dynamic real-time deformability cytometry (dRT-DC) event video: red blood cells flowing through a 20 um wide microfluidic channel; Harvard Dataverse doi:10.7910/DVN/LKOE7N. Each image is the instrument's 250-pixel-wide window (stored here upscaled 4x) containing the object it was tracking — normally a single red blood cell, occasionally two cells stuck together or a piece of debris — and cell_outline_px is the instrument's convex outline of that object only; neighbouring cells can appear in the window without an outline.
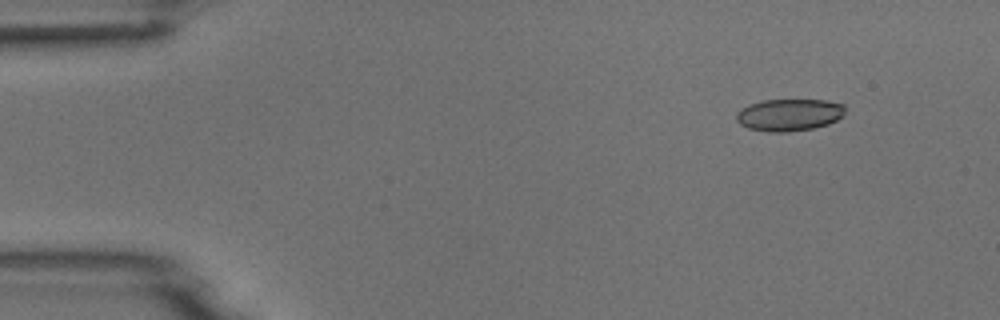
{"species": "common noctule bat (a hibernating species)", "species_latin": "Nyctalus noctula", "temperature_condition": "room temperature", "stored_images_in_passage": 5, "camera_frame_rate_fps": 3000, "um_per_image_px": 0.085, "animal": {"sex": "male", "body_mass_g": 18.8}, "frame": {"image": 1, "passage_image": 5, "time_ms": 5.667, "image_size_px": [1000, 320], "cell_outline_px": [[844, 116], [828, 124], [812, 128], [788, 132], [768, 132], [748, 128], [740, 124], [736, 120], [736, 112], [748, 104], [764, 100], [828, 100], [844, 104]], "centroid_in_image_um": [67.07, 9.76], "position_along_channel_um": 17.9, "area_um2": 20.46}}